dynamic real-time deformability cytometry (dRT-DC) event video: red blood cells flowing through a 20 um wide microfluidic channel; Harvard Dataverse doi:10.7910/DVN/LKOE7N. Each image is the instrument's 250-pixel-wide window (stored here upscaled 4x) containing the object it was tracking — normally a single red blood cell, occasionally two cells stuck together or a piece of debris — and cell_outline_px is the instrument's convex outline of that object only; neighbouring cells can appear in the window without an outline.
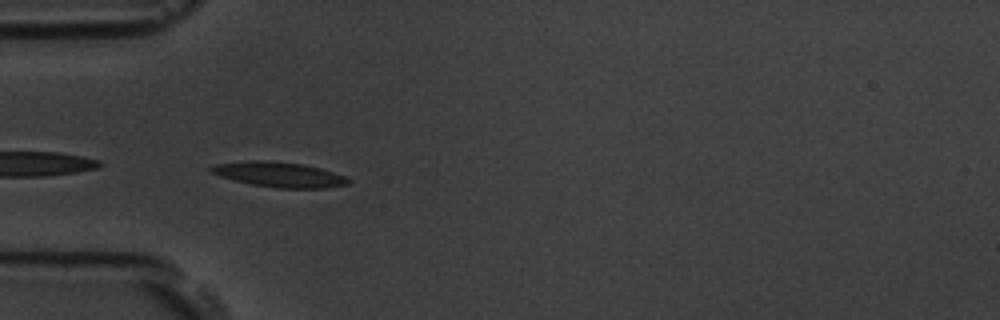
{"species": "common noctule bat (a hibernating species)", "species_latin": "Nyctalus noctula", "temperature_condition": "room temperature", "stored_images_in_passage": 39, "camera_frame_rate_fps": 3000, "um_per_image_px": 0.085, "animal": {"sex": "male", "body_mass_g": 19.5, "forearm_length_mm": 54.6}, "frame": {"image": 1, "passage_image": 1, "time_ms": 0.0, "image_size_px": [1000, 320], "cell_outline_px": [[352, 180], [348, 184], [324, 188], [276, 188], [252, 184], [220, 176], [208, 172], [208, 168], [212, 164], [252, 160], [272, 160], [304, 164], [320, 168], [344, 176]], "centroid_in_image_um": [23.69, 14.82], "position_along_channel_um": 61.3, "area_um2": 20.17}}
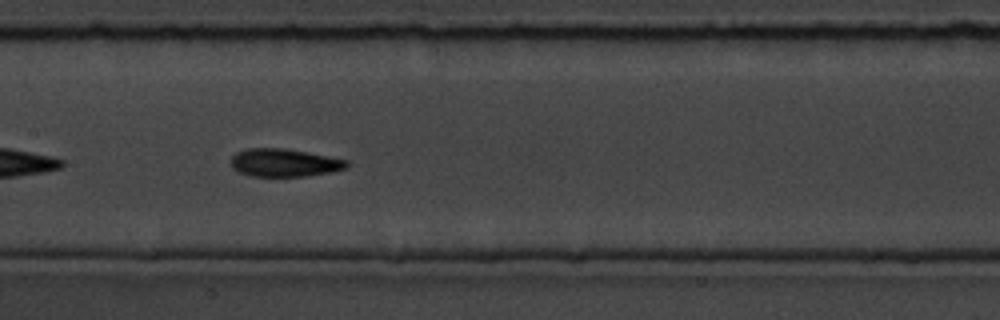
{"frame": {"image": 2, "passage_image": 11, "time_ms": 3.333, "image_size_px": [1000, 320], "cell_outline_px": [[348, 168], [308, 176], [252, 176], [240, 172], [232, 168], [232, 156], [236, 152], [248, 148], [284, 148], [308, 152], [348, 160]], "centroid_in_image_um": [24.17, 13.82], "position_along_channel_um": 183.2, "area_um2": 18.79}}
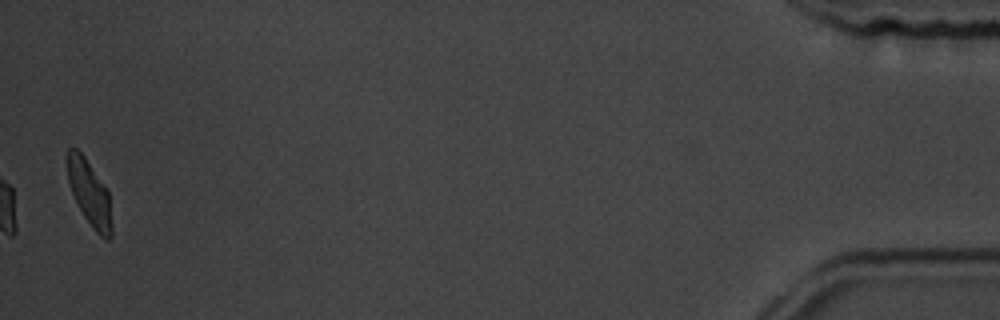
{"frame": {"image": 3, "passage_image": 38, "time_ms": 12.333, "image_size_px": [1000, 320], "cell_outline_px": [[112, 236], [108, 240], [104, 240], [92, 228], [84, 216], [72, 192], [68, 180], [68, 148], [76, 148], [84, 156], [108, 192], [112, 224]], "centroid_in_image_um": [7.63, 16.48], "position_along_channel_um": 427.6, "area_um2": 16.47}, "authors_computed_cell_mechanics": {"area_um2": 18.2648, "velocity_mm_per_s": 3.7432, "shape_relaxation_time_tau1_ms": 2.732, "shape_relaxation_time_tau2_ms": 1.6346, "deformation_change_tau1": 0.1239, "deformation_change_tau2": 0.0742}}